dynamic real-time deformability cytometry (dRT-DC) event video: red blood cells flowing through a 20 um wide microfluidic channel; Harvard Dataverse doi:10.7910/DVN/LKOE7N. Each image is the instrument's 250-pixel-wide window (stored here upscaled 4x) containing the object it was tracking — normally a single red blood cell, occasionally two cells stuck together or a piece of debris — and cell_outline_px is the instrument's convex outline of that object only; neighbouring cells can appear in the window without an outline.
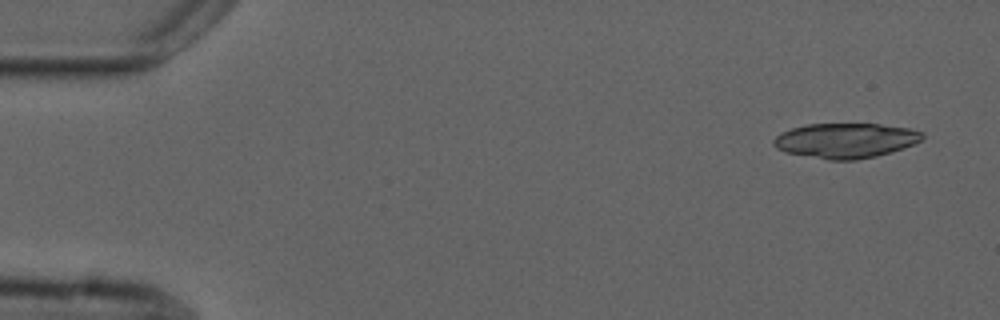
{"species": "common noctule bat (a hibernating species)", "species_latin": "Nyctalus noctula", "temperature_condition": "cold", "stored_images_in_passage": 4, "camera_frame_rate_fps": 3000, "um_per_image_px": 0.085, "animal": {"sex": "male", "forearm_length_mm": 52.5}, "frame": {"image": 1, "passage_image": 1, "time_ms": 0.0, "image_size_px": [1000, 320], "cell_outline_px": [[924, 136], [920, 140], [904, 148], [876, 156], [856, 160], [828, 160], [784, 152], [776, 148], [772, 144], [772, 140], [780, 132], [792, 128], [808, 124], [880, 124], [908, 128], [924, 132]], "centroid_in_image_um": [71.84, 11.95], "position_along_channel_um": 13.2, "area_um2": 30.35}}